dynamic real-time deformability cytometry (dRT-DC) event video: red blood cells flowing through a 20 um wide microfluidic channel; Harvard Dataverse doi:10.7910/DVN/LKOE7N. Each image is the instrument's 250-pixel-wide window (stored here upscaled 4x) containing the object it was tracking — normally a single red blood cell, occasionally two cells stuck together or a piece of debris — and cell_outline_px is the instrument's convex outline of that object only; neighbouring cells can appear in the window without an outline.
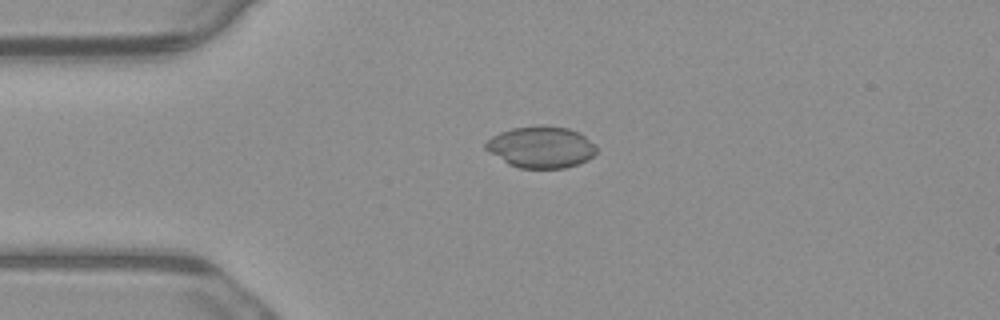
{"species": "common noctule bat (a hibernating species)", "species_latin": "Nyctalus noctula", "temperature_condition": "warm", "stored_images_in_passage": 7, "camera_frame_rate_fps": 3000, "um_per_image_px": 0.085, "animal": {"sex": "male", "body_mass_g": 23.1, "forearm_length_mm": 52.7}, "frame": {"image": 1, "passage_image": 2, "time_ms": 0.333, "image_size_px": [1000, 320], "cell_outline_px": [[596, 152], [588, 160], [564, 168], [520, 168], [508, 164], [488, 152], [484, 148], [484, 144], [492, 136], [500, 132], [512, 128], [568, 128], [580, 132], [596, 144]], "centroid_in_image_um": [45.99, 12.54], "position_along_channel_um": 39.0, "area_um2": 26.3}}
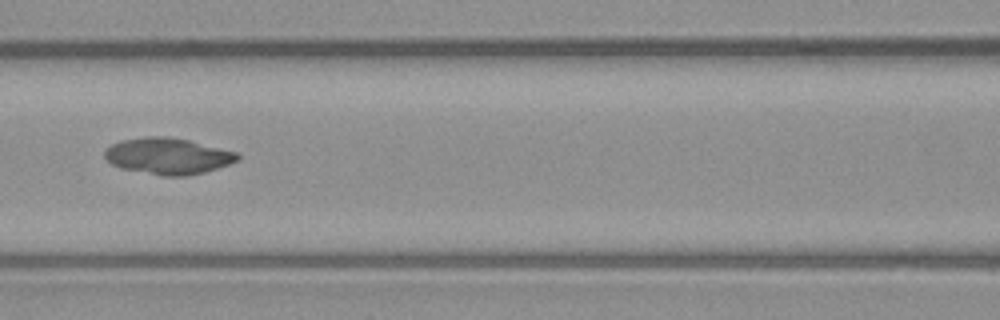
{"frame": {"image": 2, "passage_image": 5, "time_ms": 1.333, "image_size_px": [1000, 320], "cell_outline_px": [[240, 160], [204, 172], [188, 176], [160, 176], [120, 168], [112, 164], [104, 156], [104, 152], [112, 144], [120, 140], [144, 136], [168, 136], [188, 140], [236, 152], [240, 156]], "centroid_in_image_um": [14.25, 13.26], "position_along_channel_um": 152.3, "area_um2": 28.15}}
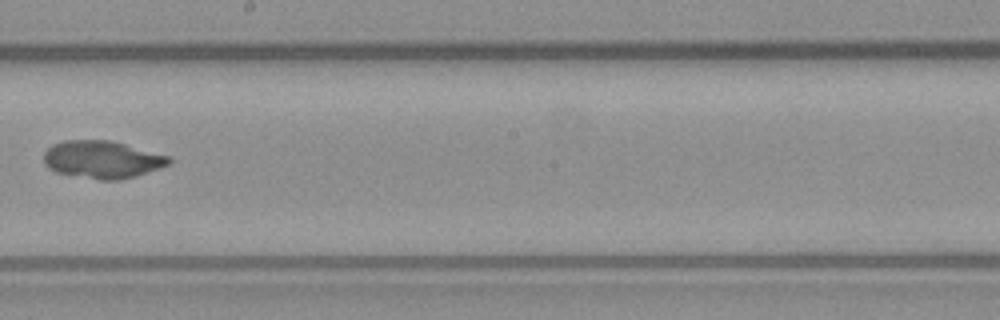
{"frame": {"image": 3, "passage_image": 7, "time_ms": 2.0, "image_size_px": [1000, 320], "cell_outline_px": [[172, 160], [168, 164], [160, 168], [136, 176], [120, 180], [100, 180], [56, 172], [48, 168], [44, 164], [44, 152], [52, 144], [64, 140], [108, 140], [172, 156]], "centroid_in_image_um": [8.69, 13.56], "position_along_channel_um": 239.5, "area_um2": 27.46}}